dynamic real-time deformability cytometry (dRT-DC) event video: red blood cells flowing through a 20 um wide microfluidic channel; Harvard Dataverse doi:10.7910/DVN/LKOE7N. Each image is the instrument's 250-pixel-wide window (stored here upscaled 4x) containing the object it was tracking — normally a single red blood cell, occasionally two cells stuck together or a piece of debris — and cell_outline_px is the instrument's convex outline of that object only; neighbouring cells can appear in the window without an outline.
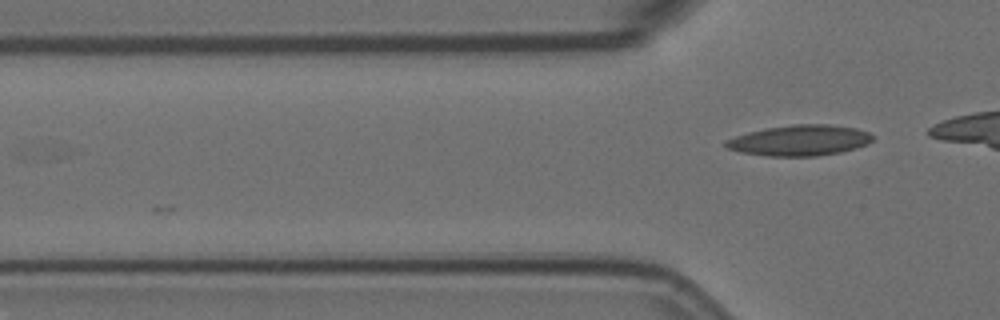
{"species": "Egyptian fruit bat (a non-hibernating species)", "species_latin": "Rousettus aegyptiacus", "temperature_condition": "room temperature", "stored_images_in_passage": 2, "camera_frame_rate_fps": 3000, "um_per_image_px": 0.085, "animal": {"sex": "female"}, "frame": {"image": 1, "passage_image": 2, "time_ms": 0.333, "image_size_px": [1000, 320], "cell_outline_px": [[872, 140], [868, 144], [856, 148], [840, 152], [816, 156], [768, 156], [740, 152], [728, 148], [724, 144], [724, 140], [748, 132], [768, 128], [792, 124], [828, 124], [856, 128], [868, 132], [872, 136]], "centroid_in_image_um": [67.97, 11.93], "position_along_channel_um": 57.8, "area_um2": 26.18}}